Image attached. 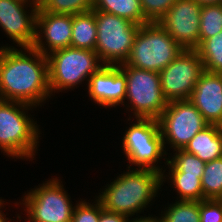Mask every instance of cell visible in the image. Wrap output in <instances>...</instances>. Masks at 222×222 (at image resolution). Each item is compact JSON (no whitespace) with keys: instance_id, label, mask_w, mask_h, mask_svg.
I'll return each mask as SVG.
<instances>
[{"instance_id":"1","label":"cell","mask_w":222,"mask_h":222,"mask_svg":"<svg viewBox=\"0 0 222 222\" xmlns=\"http://www.w3.org/2000/svg\"><path fill=\"white\" fill-rule=\"evenodd\" d=\"M50 97L47 57L33 47H13L0 65V99L37 108Z\"/></svg>"},{"instance_id":"2","label":"cell","mask_w":222,"mask_h":222,"mask_svg":"<svg viewBox=\"0 0 222 222\" xmlns=\"http://www.w3.org/2000/svg\"><path fill=\"white\" fill-rule=\"evenodd\" d=\"M128 171L119 174L97 199L106 211L132 218L144 212L155 199L162 186L161 173L149 169L126 168ZM133 169V170H132ZM150 204V205H148Z\"/></svg>"},{"instance_id":"3","label":"cell","mask_w":222,"mask_h":222,"mask_svg":"<svg viewBox=\"0 0 222 222\" xmlns=\"http://www.w3.org/2000/svg\"><path fill=\"white\" fill-rule=\"evenodd\" d=\"M32 109L24 103L0 99V149L6 156L35 160L41 133L32 115L27 114Z\"/></svg>"},{"instance_id":"4","label":"cell","mask_w":222,"mask_h":222,"mask_svg":"<svg viewBox=\"0 0 222 222\" xmlns=\"http://www.w3.org/2000/svg\"><path fill=\"white\" fill-rule=\"evenodd\" d=\"M46 57L51 96L79 87L77 85L84 81L88 83L89 77L103 66L95 51L71 46L53 51Z\"/></svg>"},{"instance_id":"5","label":"cell","mask_w":222,"mask_h":222,"mask_svg":"<svg viewBox=\"0 0 222 222\" xmlns=\"http://www.w3.org/2000/svg\"><path fill=\"white\" fill-rule=\"evenodd\" d=\"M183 50L157 22H148L140 26L125 64L159 73Z\"/></svg>"},{"instance_id":"6","label":"cell","mask_w":222,"mask_h":222,"mask_svg":"<svg viewBox=\"0 0 222 222\" xmlns=\"http://www.w3.org/2000/svg\"><path fill=\"white\" fill-rule=\"evenodd\" d=\"M135 120V123L127 127L122 139L121 147L128 160V167L134 165L139 169H149L162 174L167 169L157 164L162 158L167 161L164 155H168V150L164 149L159 121L151 118Z\"/></svg>"},{"instance_id":"7","label":"cell","mask_w":222,"mask_h":222,"mask_svg":"<svg viewBox=\"0 0 222 222\" xmlns=\"http://www.w3.org/2000/svg\"><path fill=\"white\" fill-rule=\"evenodd\" d=\"M93 11L97 25L95 52L100 61L103 65L124 64L130 55L140 25L114 14Z\"/></svg>"},{"instance_id":"8","label":"cell","mask_w":222,"mask_h":222,"mask_svg":"<svg viewBox=\"0 0 222 222\" xmlns=\"http://www.w3.org/2000/svg\"><path fill=\"white\" fill-rule=\"evenodd\" d=\"M126 76L127 106L134 118H151L158 120L167 106L162 93L158 72L138 69L125 63L118 65Z\"/></svg>"},{"instance_id":"9","label":"cell","mask_w":222,"mask_h":222,"mask_svg":"<svg viewBox=\"0 0 222 222\" xmlns=\"http://www.w3.org/2000/svg\"><path fill=\"white\" fill-rule=\"evenodd\" d=\"M46 182V183H45ZM23 195V209L29 222H71L74 207L62 181L50 178ZM70 197V198H69Z\"/></svg>"},{"instance_id":"10","label":"cell","mask_w":222,"mask_h":222,"mask_svg":"<svg viewBox=\"0 0 222 222\" xmlns=\"http://www.w3.org/2000/svg\"><path fill=\"white\" fill-rule=\"evenodd\" d=\"M164 149H184L189 141L209 124L190 100L168 102L158 119Z\"/></svg>"},{"instance_id":"11","label":"cell","mask_w":222,"mask_h":222,"mask_svg":"<svg viewBox=\"0 0 222 222\" xmlns=\"http://www.w3.org/2000/svg\"><path fill=\"white\" fill-rule=\"evenodd\" d=\"M204 71L198 52L183 50L175 60L159 72L165 100L167 102L189 100Z\"/></svg>"},{"instance_id":"12","label":"cell","mask_w":222,"mask_h":222,"mask_svg":"<svg viewBox=\"0 0 222 222\" xmlns=\"http://www.w3.org/2000/svg\"><path fill=\"white\" fill-rule=\"evenodd\" d=\"M202 6L194 0H176L157 22L184 50L199 46Z\"/></svg>"},{"instance_id":"13","label":"cell","mask_w":222,"mask_h":222,"mask_svg":"<svg viewBox=\"0 0 222 222\" xmlns=\"http://www.w3.org/2000/svg\"><path fill=\"white\" fill-rule=\"evenodd\" d=\"M38 9L39 6L19 0H0V27L14 44L17 43L16 47H33Z\"/></svg>"},{"instance_id":"14","label":"cell","mask_w":222,"mask_h":222,"mask_svg":"<svg viewBox=\"0 0 222 222\" xmlns=\"http://www.w3.org/2000/svg\"><path fill=\"white\" fill-rule=\"evenodd\" d=\"M71 33L72 15L38 11L33 48L47 56L53 51L69 47Z\"/></svg>"},{"instance_id":"15","label":"cell","mask_w":222,"mask_h":222,"mask_svg":"<svg viewBox=\"0 0 222 222\" xmlns=\"http://www.w3.org/2000/svg\"><path fill=\"white\" fill-rule=\"evenodd\" d=\"M88 95L99 106L125 105L126 76L118 66L103 65L88 80Z\"/></svg>"},{"instance_id":"16","label":"cell","mask_w":222,"mask_h":222,"mask_svg":"<svg viewBox=\"0 0 222 222\" xmlns=\"http://www.w3.org/2000/svg\"><path fill=\"white\" fill-rule=\"evenodd\" d=\"M189 100L209 125L222 126V73L204 71Z\"/></svg>"},{"instance_id":"17","label":"cell","mask_w":222,"mask_h":222,"mask_svg":"<svg viewBox=\"0 0 222 222\" xmlns=\"http://www.w3.org/2000/svg\"><path fill=\"white\" fill-rule=\"evenodd\" d=\"M202 161L210 162L222 157V126L208 125L198 132L183 149Z\"/></svg>"},{"instance_id":"18","label":"cell","mask_w":222,"mask_h":222,"mask_svg":"<svg viewBox=\"0 0 222 222\" xmlns=\"http://www.w3.org/2000/svg\"><path fill=\"white\" fill-rule=\"evenodd\" d=\"M71 47L95 51L97 25L93 10L72 15Z\"/></svg>"},{"instance_id":"19","label":"cell","mask_w":222,"mask_h":222,"mask_svg":"<svg viewBox=\"0 0 222 222\" xmlns=\"http://www.w3.org/2000/svg\"><path fill=\"white\" fill-rule=\"evenodd\" d=\"M92 10L114 14L140 26L149 22L144 17L140 0H94Z\"/></svg>"},{"instance_id":"20","label":"cell","mask_w":222,"mask_h":222,"mask_svg":"<svg viewBox=\"0 0 222 222\" xmlns=\"http://www.w3.org/2000/svg\"><path fill=\"white\" fill-rule=\"evenodd\" d=\"M162 173V186L166 179L171 182L173 190L178 193L179 201H202L203 190L201 186L202 175H185V173ZM167 177V178H166ZM165 179V180H164Z\"/></svg>"},{"instance_id":"21","label":"cell","mask_w":222,"mask_h":222,"mask_svg":"<svg viewBox=\"0 0 222 222\" xmlns=\"http://www.w3.org/2000/svg\"><path fill=\"white\" fill-rule=\"evenodd\" d=\"M196 51L203 62L205 71L222 73V31L205 39Z\"/></svg>"},{"instance_id":"22","label":"cell","mask_w":222,"mask_h":222,"mask_svg":"<svg viewBox=\"0 0 222 222\" xmlns=\"http://www.w3.org/2000/svg\"><path fill=\"white\" fill-rule=\"evenodd\" d=\"M204 199H222V157L205 163L201 178Z\"/></svg>"},{"instance_id":"23","label":"cell","mask_w":222,"mask_h":222,"mask_svg":"<svg viewBox=\"0 0 222 222\" xmlns=\"http://www.w3.org/2000/svg\"><path fill=\"white\" fill-rule=\"evenodd\" d=\"M173 156L164 163L168 165L169 173H185V175H203L205 162L194 154L183 149L175 150ZM171 158V159H170Z\"/></svg>"},{"instance_id":"24","label":"cell","mask_w":222,"mask_h":222,"mask_svg":"<svg viewBox=\"0 0 222 222\" xmlns=\"http://www.w3.org/2000/svg\"><path fill=\"white\" fill-rule=\"evenodd\" d=\"M175 201L159 214L162 222H200L199 201Z\"/></svg>"},{"instance_id":"25","label":"cell","mask_w":222,"mask_h":222,"mask_svg":"<svg viewBox=\"0 0 222 222\" xmlns=\"http://www.w3.org/2000/svg\"><path fill=\"white\" fill-rule=\"evenodd\" d=\"M222 31V4L203 5L200 14L199 45Z\"/></svg>"},{"instance_id":"26","label":"cell","mask_w":222,"mask_h":222,"mask_svg":"<svg viewBox=\"0 0 222 222\" xmlns=\"http://www.w3.org/2000/svg\"><path fill=\"white\" fill-rule=\"evenodd\" d=\"M94 0H41L38 11L74 15L92 10Z\"/></svg>"},{"instance_id":"27","label":"cell","mask_w":222,"mask_h":222,"mask_svg":"<svg viewBox=\"0 0 222 222\" xmlns=\"http://www.w3.org/2000/svg\"><path fill=\"white\" fill-rule=\"evenodd\" d=\"M102 210V203L97 198L92 204L81 199L75 204L71 222H99Z\"/></svg>"},{"instance_id":"28","label":"cell","mask_w":222,"mask_h":222,"mask_svg":"<svg viewBox=\"0 0 222 222\" xmlns=\"http://www.w3.org/2000/svg\"><path fill=\"white\" fill-rule=\"evenodd\" d=\"M144 17L149 22H158L173 6L176 0H140Z\"/></svg>"},{"instance_id":"29","label":"cell","mask_w":222,"mask_h":222,"mask_svg":"<svg viewBox=\"0 0 222 222\" xmlns=\"http://www.w3.org/2000/svg\"><path fill=\"white\" fill-rule=\"evenodd\" d=\"M200 222H222V199L199 201Z\"/></svg>"},{"instance_id":"30","label":"cell","mask_w":222,"mask_h":222,"mask_svg":"<svg viewBox=\"0 0 222 222\" xmlns=\"http://www.w3.org/2000/svg\"><path fill=\"white\" fill-rule=\"evenodd\" d=\"M128 219L129 218L124 215L106 211L103 209L100 212L99 222H127Z\"/></svg>"},{"instance_id":"31","label":"cell","mask_w":222,"mask_h":222,"mask_svg":"<svg viewBox=\"0 0 222 222\" xmlns=\"http://www.w3.org/2000/svg\"><path fill=\"white\" fill-rule=\"evenodd\" d=\"M127 222H162V219L161 217H158V216H155L153 217L152 215L151 216H142V217H135V218H132V219H128Z\"/></svg>"},{"instance_id":"32","label":"cell","mask_w":222,"mask_h":222,"mask_svg":"<svg viewBox=\"0 0 222 222\" xmlns=\"http://www.w3.org/2000/svg\"><path fill=\"white\" fill-rule=\"evenodd\" d=\"M0 46V65L4 62L6 55L14 46Z\"/></svg>"},{"instance_id":"33","label":"cell","mask_w":222,"mask_h":222,"mask_svg":"<svg viewBox=\"0 0 222 222\" xmlns=\"http://www.w3.org/2000/svg\"><path fill=\"white\" fill-rule=\"evenodd\" d=\"M201 6L203 5H212V4H222V0H194Z\"/></svg>"},{"instance_id":"34","label":"cell","mask_w":222,"mask_h":222,"mask_svg":"<svg viewBox=\"0 0 222 222\" xmlns=\"http://www.w3.org/2000/svg\"><path fill=\"white\" fill-rule=\"evenodd\" d=\"M4 202L5 201H3V199L0 201V222H9V220L10 221H12L11 219H9V218H6V214H4V212H2V207H4ZM3 205V206H2Z\"/></svg>"},{"instance_id":"35","label":"cell","mask_w":222,"mask_h":222,"mask_svg":"<svg viewBox=\"0 0 222 222\" xmlns=\"http://www.w3.org/2000/svg\"><path fill=\"white\" fill-rule=\"evenodd\" d=\"M19 1H22L27 4L30 3L31 5H34V6H39L41 2V0H19Z\"/></svg>"}]
</instances>
